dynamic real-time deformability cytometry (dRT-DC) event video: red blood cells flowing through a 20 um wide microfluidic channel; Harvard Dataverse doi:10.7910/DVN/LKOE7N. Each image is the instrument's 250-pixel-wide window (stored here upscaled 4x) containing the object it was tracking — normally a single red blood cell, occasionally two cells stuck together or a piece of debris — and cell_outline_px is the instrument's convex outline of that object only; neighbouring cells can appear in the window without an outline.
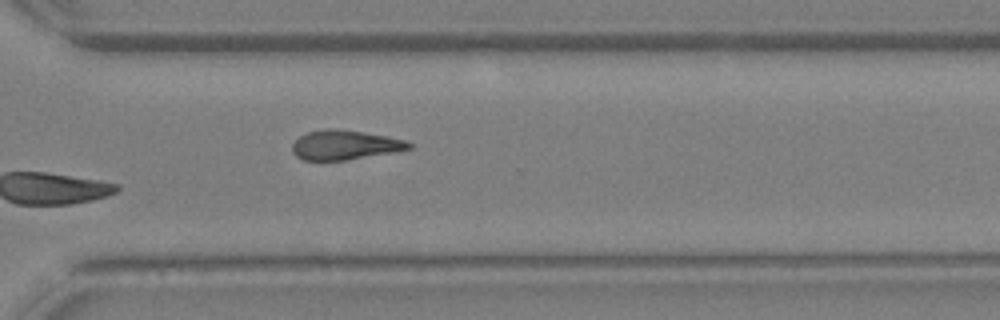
{"species": "Egyptian fruit bat (a non-hibernating species)", "species_latin": "Rousettus aegyptiacus", "temperature_condition": "warm", "stored_images_in_passage": 18, "camera_frame_rate_fps": 3000, "um_per_image_px": 0.085, "animal": {"sex": "female"}, "frame": {"image": 1, "passage_image": 18, "time_ms": 5.667, "image_size_px": [1000, 320], "cell_outline_px": [[412, 148], [392, 152], [344, 160], [300, 160], [292, 152], [292, 144], [300, 136], [308, 132], [324, 128], [332, 128], [388, 136], [404, 140], [412, 144]], "centroid_in_image_um": [29.26, 12.32], "position_along_channel_um": 341.3, "area_um2": 19.83}}